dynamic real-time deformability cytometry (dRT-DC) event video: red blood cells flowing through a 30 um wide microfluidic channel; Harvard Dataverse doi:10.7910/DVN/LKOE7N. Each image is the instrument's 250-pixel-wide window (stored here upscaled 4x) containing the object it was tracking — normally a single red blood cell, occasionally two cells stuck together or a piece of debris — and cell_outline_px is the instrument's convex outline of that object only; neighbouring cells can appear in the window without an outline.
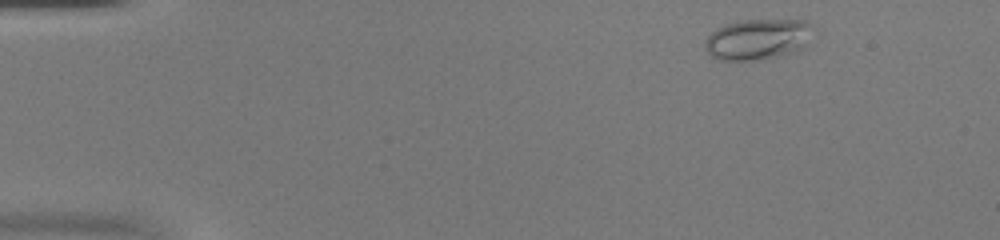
{"species": "common noctule bat (a hibernating species)", "species_latin": "Nyctalus noctula", "temperature_condition": "warm", "stored_images_in_passage": 49, "camera_frame_rate_fps": 3000, "um_per_image_px": 0.085, "animal": {"sex": "female", "body_mass_g": 20.0, "forearm_length_mm": 54.0}, "frame": {"image": 1, "passage_image": 3, "time_ms": 0.667, "image_size_px": [1000, 240], "cell_outline_px": [[816, 28], [804, 48], [796, 52], [780, 56], [752, 60], [716, 60], [708, 52], [704, 44], [704, 40], [716, 28], [740, 20], [808, 20]], "centroid_in_image_um": [64.47, 3.33], "position_along_channel_um": 20.5, "area_um2": 26.07}}
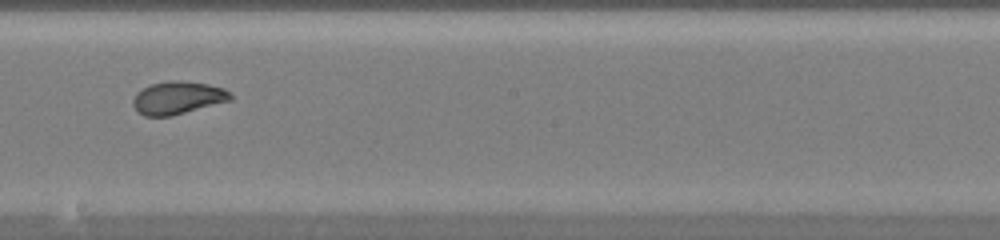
{"frame": {"image": 2, "passage_image": 27, "time_ms": 8.667, "image_size_px": [1000, 240], "cell_outline_px": [[232, 100], [172, 116], [144, 116], [132, 104], [132, 100], [136, 92], [152, 84], [168, 80], [180, 80], [208, 84], [224, 88], [232, 96]], "centroid_in_image_um": [15.11, 8.31], "position_along_channel_um": 233.1, "area_um2": 18.61}}
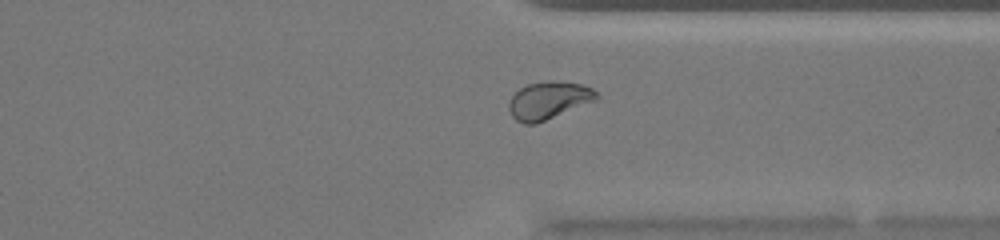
{"frame": {"image": 3, "passage_image": 37, "time_ms": 12.0, "image_size_px": [1000, 240], "cell_outline_px": [[600, 100], [536, 124], [524, 124], [516, 120], [512, 116], [508, 108], [508, 104], [512, 96], [520, 88], [528, 84], [544, 80], [556, 80], [580, 84], [592, 88], [600, 96]], "centroid_in_image_um": [46.68, 8.53], "position_along_channel_um": 364.7, "area_um2": 19.65}, "authors_computed_cell_mechanics": {"area_um2": 19.652, "velocity_mm_per_s": 3.9464, "shape_relaxation_time_tau1_ms": 5.8814, "shape_relaxation_time_tau2_ms": 0.6852, "deformation_change_tau1": 0.1699, "deformation_change_tau2": 0.0624}}